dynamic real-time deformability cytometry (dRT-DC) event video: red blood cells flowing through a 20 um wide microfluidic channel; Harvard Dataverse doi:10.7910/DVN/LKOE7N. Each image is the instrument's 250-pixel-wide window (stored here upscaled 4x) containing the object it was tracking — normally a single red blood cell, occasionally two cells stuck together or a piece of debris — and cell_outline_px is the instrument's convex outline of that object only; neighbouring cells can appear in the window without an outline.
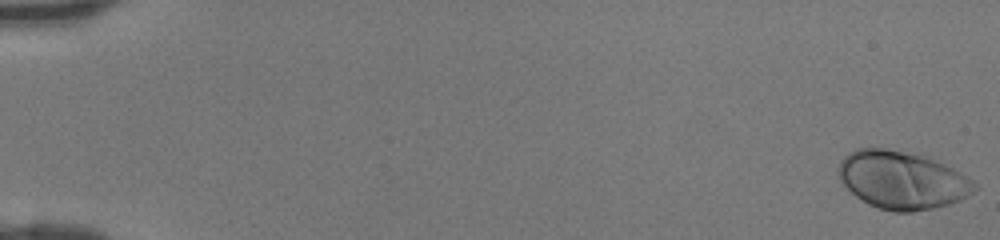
{"species": "human", "species_latin": "Homo sapiens", "temperature_condition": "room temperature", "stored_images_in_passage": 47, "camera_frame_rate_fps": 3000, "um_per_image_px": 0.085, "donor": {"sex": "female"}, "frame": {"image": 1, "passage_image": 1, "time_ms": 0.0, "image_size_px": [1000, 240], "cell_outline_px": [[980, 188], [968, 196], [960, 200], [948, 204], [932, 208], [912, 212], [892, 212], [876, 208], [868, 204], [856, 196], [840, 180], [836, 172], [840, 160], [848, 152], [856, 148], [884, 148], [920, 152], [968, 176]], "centroid_in_image_um": [76.68, 15.28], "position_along_channel_um": 8.3, "area_um2": 46.64}}
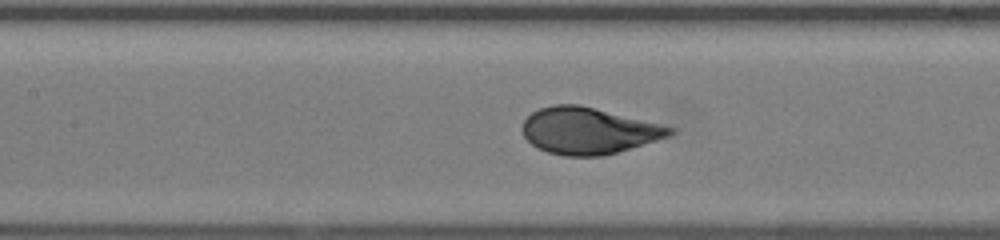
{"frame": {"image": 2, "passage_image": 23, "time_ms": 7.333, "image_size_px": [1000, 240], "cell_outline_px": [[676, 132], [672, 136], [616, 152], [600, 156], [564, 156], [548, 152], [532, 144], [524, 136], [520, 128], [524, 120], [532, 112], [540, 108], [552, 104], [580, 104], [676, 128]], "centroid_in_image_um": [50.02, 11.1], "position_along_channel_um": 157.4, "area_um2": 40.0}}
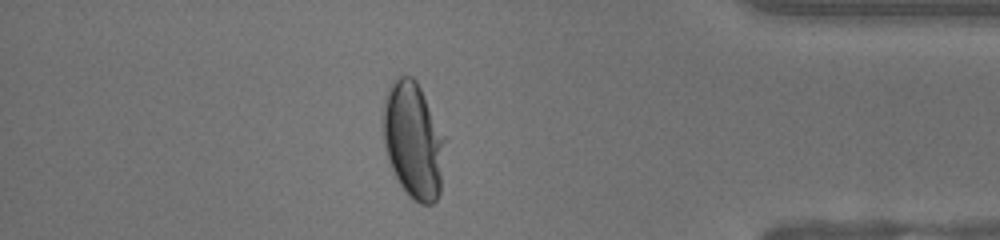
{"frame": {"image": 3, "passage_image": 41, "time_ms": 13.333, "image_size_px": [1000, 240], "cell_outline_px": [[444, 140], [440, 192], [436, 200], [432, 204], [420, 204], [412, 200], [408, 196], [396, 180], [388, 160], [384, 144], [384, 96], [392, 80], [396, 76], [412, 76], [416, 80], [444, 136]], "centroid_in_image_um": [35.1, 11.95], "position_along_channel_um": 400.1, "area_um2": 41.67}}